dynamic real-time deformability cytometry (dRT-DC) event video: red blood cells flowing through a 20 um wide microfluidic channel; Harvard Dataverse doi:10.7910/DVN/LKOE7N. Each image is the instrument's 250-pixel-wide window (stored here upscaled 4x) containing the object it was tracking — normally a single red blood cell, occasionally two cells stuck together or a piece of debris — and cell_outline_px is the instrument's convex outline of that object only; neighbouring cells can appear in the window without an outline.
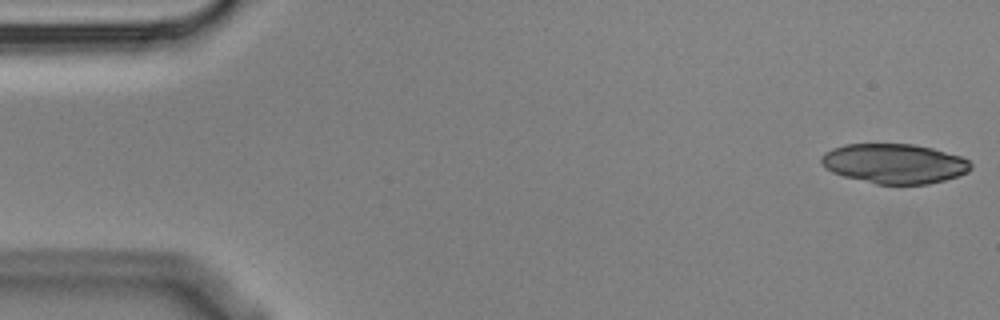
{"species": "Egyptian fruit bat (a non-hibernating species)", "species_latin": "Rousettus aegyptiacus", "temperature_condition": "cold", "stored_images_in_passage": 5, "camera_frame_rate_fps": 3000, "um_per_image_px": 0.085, "animal": {"sex": "male"}, "frame": {"image": 1, "passage_image": 1, "time_ms": 0.0, "image_size_px": [1000, 320], "cell_outline_px": [[972, 168], [968, 172], [944, 180], [928, 184], [876, 184], [844, 176], [832, 172], [820, 160], [820, 156], [824, 152], [832, 148], [844, 144], [912, 144], [932, 148], [960, 156], [968, 160], [972, 164]], "centroid_in_image_um": [76.02, 13.9], "position_along_channel_um": 9.0, "area_um2": 34.51}}